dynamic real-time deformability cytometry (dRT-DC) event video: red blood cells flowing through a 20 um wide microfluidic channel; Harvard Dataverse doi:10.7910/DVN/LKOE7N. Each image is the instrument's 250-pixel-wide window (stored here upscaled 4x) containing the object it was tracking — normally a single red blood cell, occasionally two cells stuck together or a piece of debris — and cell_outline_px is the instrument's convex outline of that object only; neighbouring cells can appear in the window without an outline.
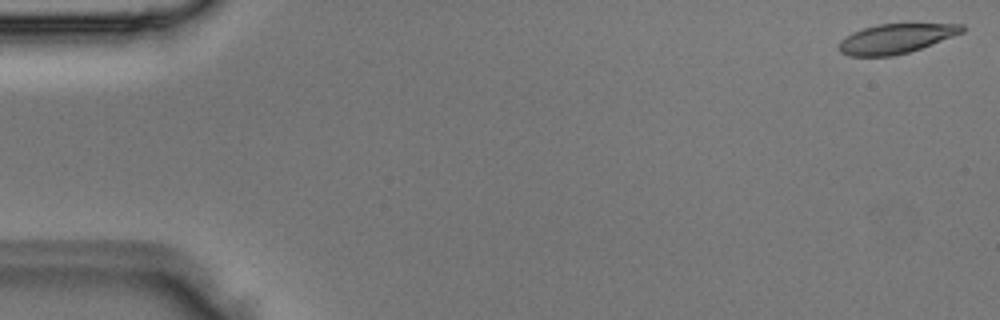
{"species": "Egyptian fruit bat (a non-hibernating species)", "species_latin": "Rousettus aegyptiacus", "temperature_condition": "room temperature", "stored_images_in_passage": 5, "camera_frame_rate_fps": 3000, "um_per_image_px": 0.085, "animal": {"sex": "male"}, "frame": {"image": 1, "passage_image": 1, "time_ms": 0.0, "image_size_px": [1000, 320], "cell_outline_px": [[964, 32], [920, 48], [908, 52], [892, 56], [848, 56], [840, 52], [840, 40], [852, 32], [864, 28], [880, 24], [964, 24]], "centroid_in_image_um": [76.13, 3.28], "position_along_channel_um": 8.9, "area_um2": 20.92}}
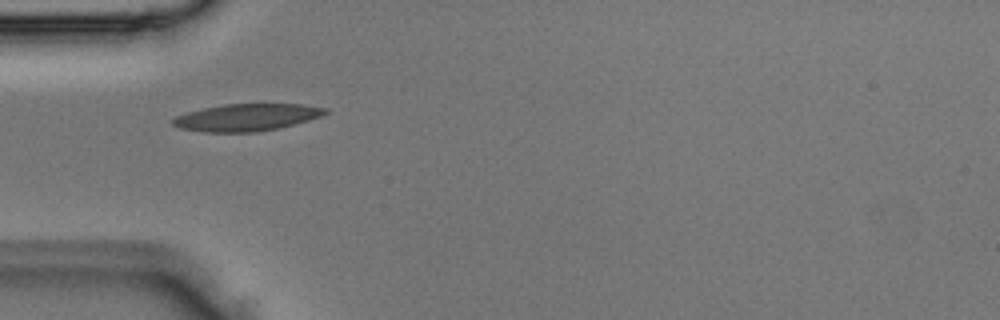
{"frame": {"image": 2, "passage_image": 4, "time_ms": 1.0, "image_size_px": [1000, 320], "cell_outline_px": [[328, 112], [320, 116], [308, 120], [276, 128], [256, 132], [204, 132], [180, 128], [172, 124], [172, 120], [176, 116], [188, 112], [204, 108], [224, 104], [304, 104], [328, 108]], "centroid_in_image_um": [20.96, 9.97], "position_along_channel_um": 64.0, "area_um2": 23.87}}
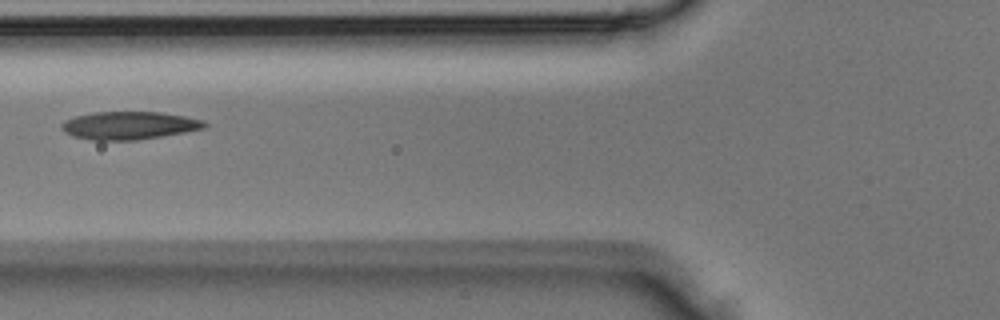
{"frame": {"image": 3, "passage_image": 5, "time_ms": 1.333, "image_size_px": [1000, 320], "cell_outline_px": [[208, 124], [204, 128], [184, 132], [136, 140], [92, 140], [72, 136], [64, 132], [60, 128], [60, 124], [64, 120], [76, 116], [92, 112], [160, 112], [184, 116], [204, 120]], "centroid_in_image_um": [10.93, 10.66], "position_along_channel_um": 114.9, "area_um2": 23.24}}